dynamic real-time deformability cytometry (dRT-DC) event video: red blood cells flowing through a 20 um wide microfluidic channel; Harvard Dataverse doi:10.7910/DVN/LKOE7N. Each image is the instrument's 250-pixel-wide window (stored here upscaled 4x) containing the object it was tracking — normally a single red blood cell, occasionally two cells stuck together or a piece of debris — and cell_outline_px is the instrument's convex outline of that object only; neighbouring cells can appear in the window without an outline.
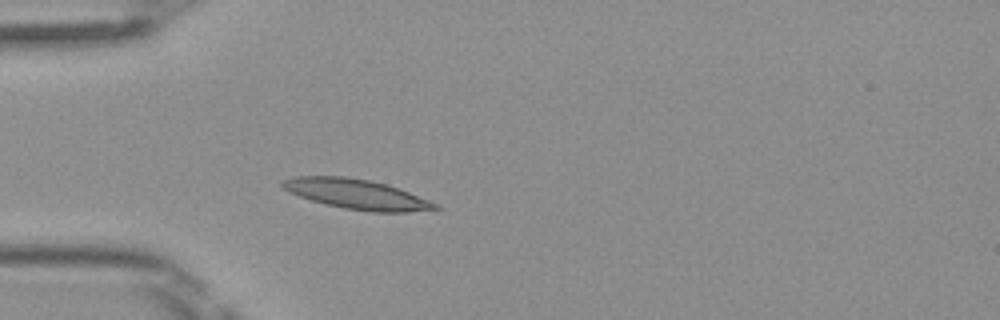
{"species": "Egyptian fruit bat (a non-hibernating species)", "species_latin": "Rousettus aegyptiacus", "temperature_condition": "room temperature", "stored_images_in_passage": 3, "camera_frame_rate_fps": 3000, "um_per_image_px": 0.085, "frame": {"image": 1, "passage_image": 3, "time_ms": 0.667, "image_size_px": [1000, 320], "cell_outline_px": [[440, 208], [408, 212], [372, 212], [344, 208], [312, 200], [288, 192], [280, 184], [280, 180], [296, 176], [344, 176], [368, 180], [384, 184], [408, 192], [440, 204]], "centroid_in_image_um": [30.29, 16.5], "position_along_channel_um": 54.7, "area_um2": 26.3}}